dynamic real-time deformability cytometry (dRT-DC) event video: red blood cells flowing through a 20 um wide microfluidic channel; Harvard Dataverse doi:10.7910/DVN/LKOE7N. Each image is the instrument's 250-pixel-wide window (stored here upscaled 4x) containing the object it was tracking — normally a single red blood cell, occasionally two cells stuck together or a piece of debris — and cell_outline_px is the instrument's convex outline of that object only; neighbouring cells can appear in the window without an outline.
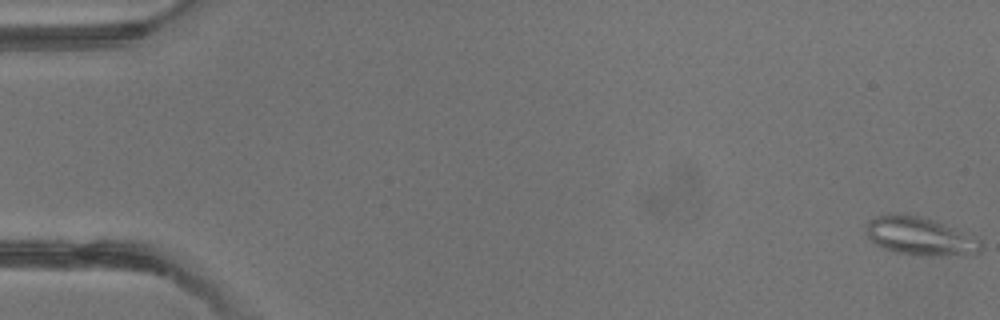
{"species": "common noctule bat (a hibernating species)", "species_latin": "Nyctalus noctula", "temperature_condition": "warm", "stored_images_in_passage": 4, "camera_frame_rate_fps": 3000, "um_per_image_px": 0.085, "animal": {"sex": "male", "body_mass_g": 13.3}, "frame": {"image": 1, "passage_image": 1, "time_ms": 0.0, "image_size_px": [1000, 320], "cell_outline_px": [[980, 252], [972, 256], [940, 256], [896, 252], [884, 248], [876, 244], [868, 236], [864, 228], [868, 220], [872, 216], [920, 216], [944, 224], [980, 240]], "centroid_in_image_um": [78.22, 20.11], "position_along_channel_um": 6.8, "area_um2": 24.91}}
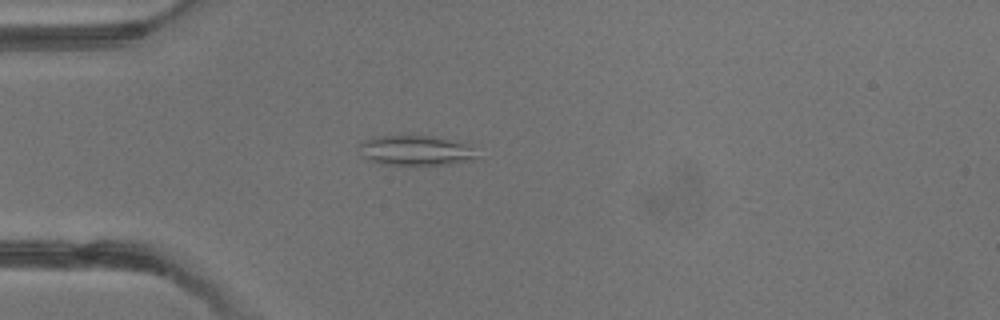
{"frame": {"image": 2, "passage_image": 4, "time_ms": 3.667, "image_size_px": [1000, 320], "cell_outline_px": [[480, 156], [476, 160], [448, 164], [380, 164], [368, 160], [364, 156], [360, 144], [364, 140], [372, 136], [436, 136], [464, 144]], "centroid_in_image_um": [35.34, 12.79], "position_along_channel_um": 49.7, "area_um2": 20.23}}